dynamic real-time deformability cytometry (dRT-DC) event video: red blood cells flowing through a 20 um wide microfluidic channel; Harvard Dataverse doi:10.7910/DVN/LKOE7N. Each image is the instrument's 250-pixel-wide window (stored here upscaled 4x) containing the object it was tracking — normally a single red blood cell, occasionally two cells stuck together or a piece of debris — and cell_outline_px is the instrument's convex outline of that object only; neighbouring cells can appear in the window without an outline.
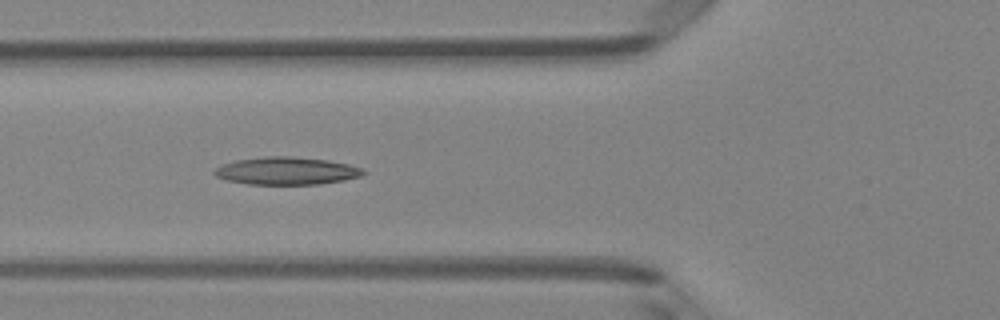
{"species": "Egyptian fruit bat (a non-hibernating species)", "species_latin": "Rousettus aegyptiacus", "temperature_condition": "room temperature", "stored_images_in_passage": 6, "camera_frame_rate_fps": 3000, "um_per_image_px": 0.085, "animal": {"sex": "female"}, "frame": {"image": 1, "passage_image": 4, "time_ms": 4.333, "image_size_px": [1000, 320], "cell_outline_px": [[368, 172], [360, 176], [344, 180], [320, 184], [248, 184], [228, 180], [216, 176], [212, 172], [216, 168], [224, 164], [236, 160], [264, 156], [288, 156], [328, 160], [348, 164], [364, 168]], "centroid_in_image_um": [24.39, 14.52], "position_along_channel_um": 101.4, "area_um2": 23.93}}
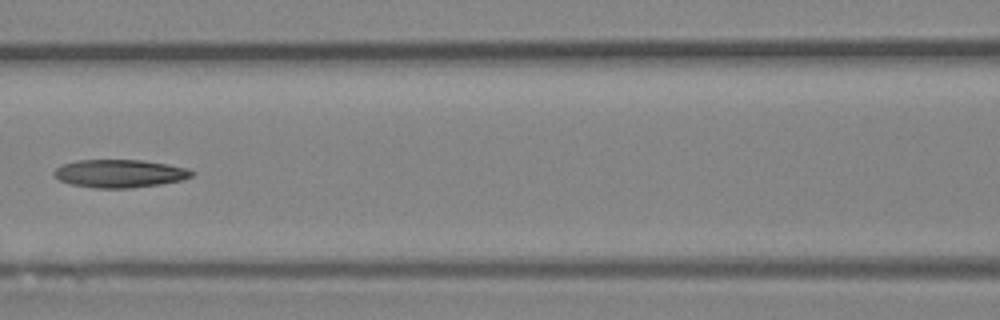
{"frame": {"image": 2, "passage_image": 5, "time_ms": 5.667, "image_size_px": [1000, 320], "cell_outline_px": [[196, 172], [192, 176], [184, 180], [160, 184], [132, 188], [96, 188], [72, 184], [60, 180], [52, 172], [56, 168], [64, 164], [76, 160], [144, 160], [168, 164], [188, 168]], "centroid_in_image_um": [10.23, 14.74], "position_along_channel_um": 156.4, "area_um2": 22.54}}
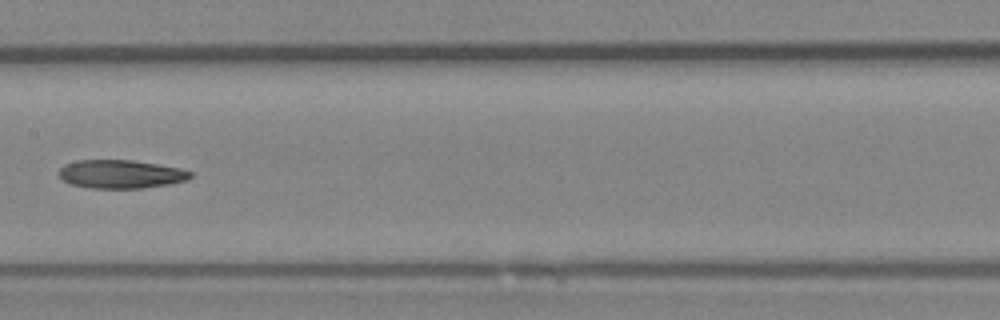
{"frame": {"image": 3, "passage_image": 6, "time_ms": 6.667, "image_size_px": [1000, 320], "cell_outline_px": [[192, 176], [188, 180], [168, 184], [140, 188], [92, 188], [72, 184], [64, 180], [56, 172], [64, 164], [76, 160], [132, 160], [180, 168], [192, 172]], "centroid_in_image_um": [10.25, 14.79], "position_along_channel_um": 197.1, "area_um2": 21.73}}